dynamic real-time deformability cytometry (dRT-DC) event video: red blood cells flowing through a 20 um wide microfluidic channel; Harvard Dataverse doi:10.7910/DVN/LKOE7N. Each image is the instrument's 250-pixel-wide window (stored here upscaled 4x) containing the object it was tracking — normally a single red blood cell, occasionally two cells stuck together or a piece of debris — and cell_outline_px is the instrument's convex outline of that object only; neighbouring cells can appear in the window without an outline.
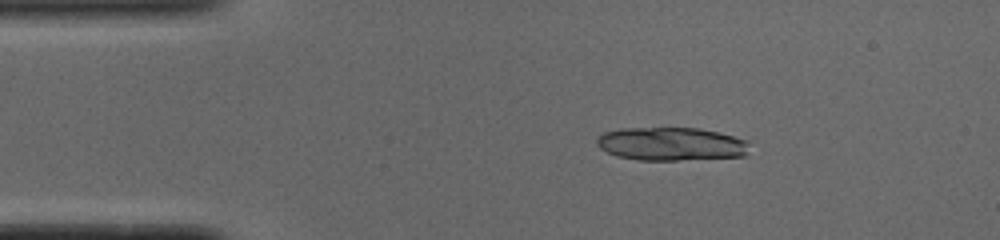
{"species": "common noctule bat (a hibernating species)", "species_latin": "Nyctalus noctula", "temperature_condition": "cold", "stored_images_in_passage": 28, "segment_of_instrument_passage": [1, 2], "camera_frame_rate_fps": 3000, "um_per_image_px": 0.085, "animal": {"sex": "male", "body_mass_g": 19.0, "forearm_length_mm": 50.8}, "frame": {"image": 1, "passage_image": 1, "time_ms": 0.0, "image_size_px": [1000, 240], "cell_outline_px": [[748, 140], [744, 156], [676, 160], [636, 160], [616, 156], [600, 148], [596, 144], [596, 140], [604, 132], [620, 128], [700, 128], [720, 132]], "centroid_in_image_um": [57.01, 12.23], "position_along_channel_um": 28.0, "area_um2": 29.59}}